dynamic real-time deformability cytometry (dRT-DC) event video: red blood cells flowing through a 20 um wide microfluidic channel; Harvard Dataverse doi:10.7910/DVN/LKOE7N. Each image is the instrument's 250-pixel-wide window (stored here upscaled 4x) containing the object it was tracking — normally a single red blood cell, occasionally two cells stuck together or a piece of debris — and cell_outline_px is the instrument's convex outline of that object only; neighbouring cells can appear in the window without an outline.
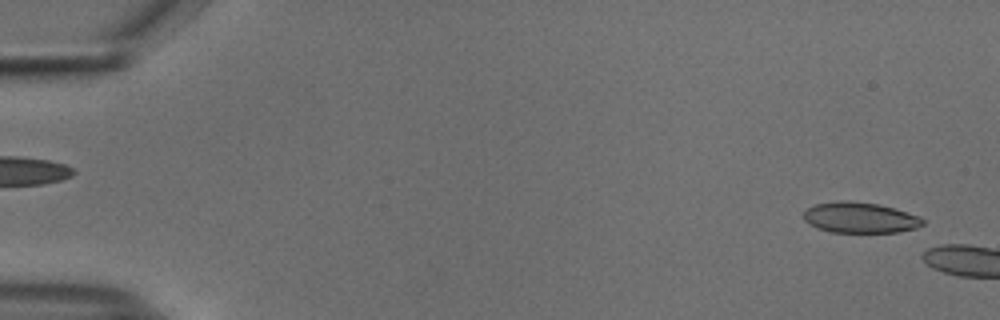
{"species": "common noctule bat (a hibernating species)", "species_latin": "Nyctalus noctula", "temperature_condition": "cold", "stored_images_in_passage": 5, "camera_frame_rate_fps": 3000, "um_per_image_px": 0.085, "animal": {"sex": "male", "body_mass_g": 18.8}, "frame": {"image": 1, "passage_image": 2, "time_ms": 0.333, "image_size_px": [1000, 320], "cell_outline_px": [[924, 224], [916, 228], [900, 232], [832, 232], [816, 228], [808, 224], [804, 220], [804, 208], [816, 204], [836, 200], [848, 200], [880, 204], [920, 216], [924, 220]], "centroid_in_image_um": [73.07, 18.49], "position_along_channel_um": 11.9, "area_um2": 21.62}}